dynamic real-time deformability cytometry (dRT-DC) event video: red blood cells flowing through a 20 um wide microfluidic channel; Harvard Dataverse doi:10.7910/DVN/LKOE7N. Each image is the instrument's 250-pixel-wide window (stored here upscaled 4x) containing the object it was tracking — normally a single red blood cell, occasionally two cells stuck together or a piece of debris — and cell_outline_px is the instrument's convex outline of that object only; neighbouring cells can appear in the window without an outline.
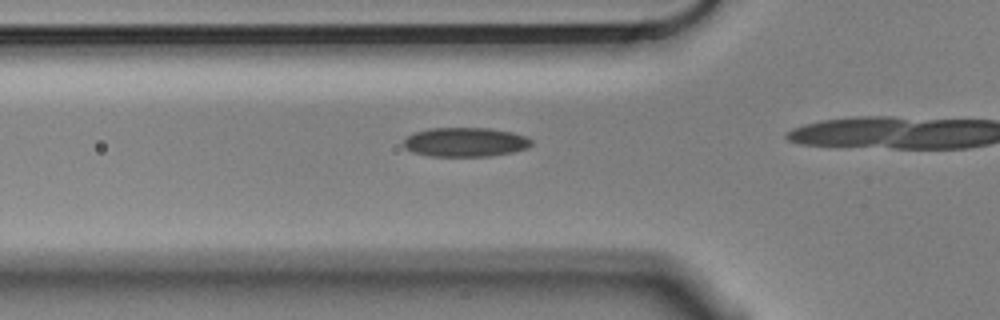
{"species": "Egyptian fruit bat (a non-hibernating species)", "species_latin": "Rousettus aegyptiacus", "temperature_condition": "cold", "stored_images_in_passage": 6, "camera_frame_rate_fps": 3000, "um_per_image_px": 0.085, "animal": {"sex": "male"}, "frame": {"image": 1, "passage_image": 2, "time_ms": 0.333, "image_size_px": [1000, 320], "cell_outline_px": [[532, 144], [528, 148], [512, 152], [492, 156], [428, 156], [412, 152], [404, 148], [404, 140], [408, 136], [416, 132], [432, 128], [488, 128], [512, 132], [528, 136], [532, 140]], "centroid_in_image_um": [39.58, 12.08], "position_along_channel_um": 86.2, "area_um2": 21.85}}
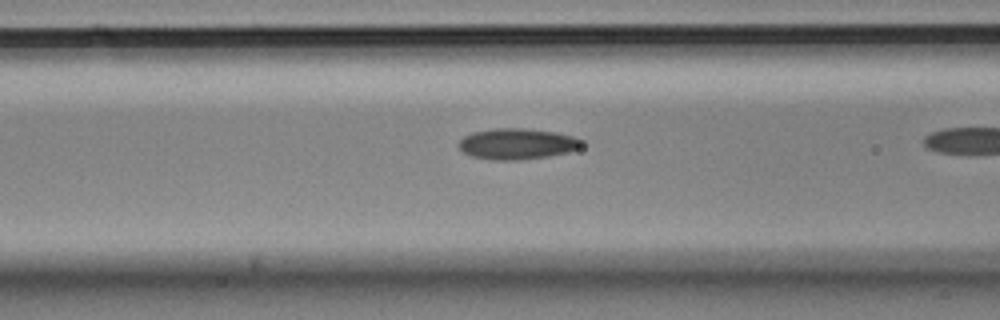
{"frame": {"image": 2, "passage_image": 5, "time_ms": 1.333, "image_size_px": [1000, 320], "cell_outline_px": [[584, 144], [580, 148], [568, 152], [548, 156], [516, 160], [492, 160], [472, 156], [464, 152], [460, 148], [460, 140], [464, 136], [472, 132], [496, 128], [524, 128], [556, 132], [572, 136], [584, 140]], "centroid_in_image_um": [43.99, 12.22], "position_along_channel_um": 122.6, "area_um2": 22.14}}